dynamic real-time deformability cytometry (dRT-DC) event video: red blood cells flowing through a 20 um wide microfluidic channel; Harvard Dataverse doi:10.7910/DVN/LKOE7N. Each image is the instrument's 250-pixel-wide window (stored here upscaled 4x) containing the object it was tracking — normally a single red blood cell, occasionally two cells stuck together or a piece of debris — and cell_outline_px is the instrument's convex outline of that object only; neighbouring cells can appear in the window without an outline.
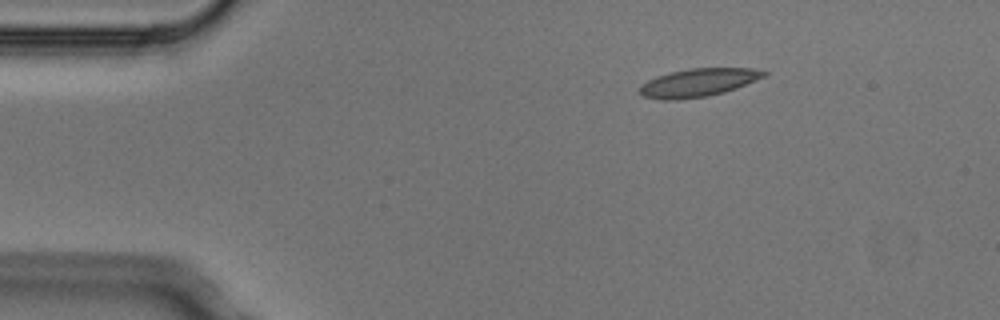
{"species": "Egyptian fruit bat (a non-hibernating species)", "species_latin": "Rousettus aegyptiacus", "temperature_condition": "cold", "stored_images_in_passage": 4, "camera_frame_rate_fps": 3000, "um_per_image_px": 0.085, "animal": {"sex": "male"}, "frame": {"image": 1, "passage_image": 2, "time_ms": 0.333, "image_size_px": [1000, 320], "cell_outline_px": [[768, 72], [764, 76], [736, 88], [724, 92], [708, 96], [680, 100], [660, 100], [644, 96], [636, 92], [640, 84], [656, 76], [668, 72], [688, 68], [752, 68]], "centroid_in_image_um": [59.26, 7.03], "position_along_channel_um": 25.7, "area_um2": 20.58}}